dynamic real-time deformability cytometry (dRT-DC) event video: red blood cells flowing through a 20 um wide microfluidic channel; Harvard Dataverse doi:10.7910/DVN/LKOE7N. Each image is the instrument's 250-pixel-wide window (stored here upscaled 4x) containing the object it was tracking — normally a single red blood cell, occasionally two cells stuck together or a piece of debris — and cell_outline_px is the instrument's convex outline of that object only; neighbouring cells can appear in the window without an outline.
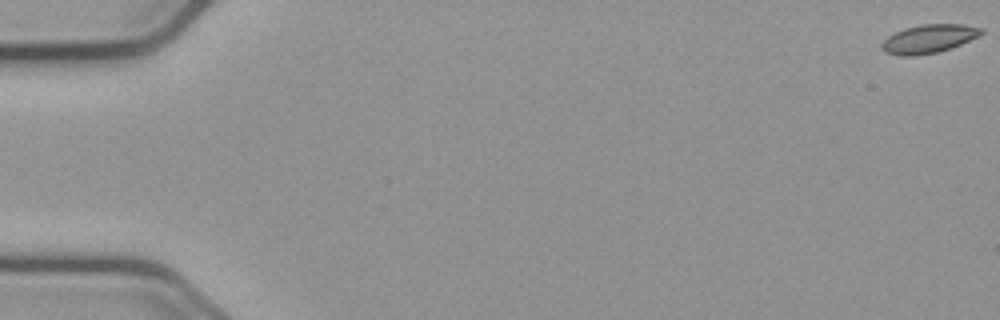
{"species": "common noctule bat (a hibernating species)", "species_latin": "Nyctalus noctula", "temperature_condition": "cold", "stored_images_in_passage": 13, "camera_frame_rate_fps": 3000, "um_per_image_px": 0.085, "animal": {"sex": "male", "body_mass_g": 23.1, "forearm_length_mm": 52.7}, "frame": {"image": 1, "passage_image": 1, "time_ms": 0.0, "image_size_px": [1000, 320], "cell_outline_px": [[984, 32], [960, 44], [936, 52], [916, 56], [900, 56], [884, 52], [880, 48], [880, 44], [888, 36], [904, 28], [920, 24], [964, 24], [984, 28]], "centroid_in_image_um": [78.89, 3.29], "position_along_channel_um": 6.1, "area_um2": 16.47}}